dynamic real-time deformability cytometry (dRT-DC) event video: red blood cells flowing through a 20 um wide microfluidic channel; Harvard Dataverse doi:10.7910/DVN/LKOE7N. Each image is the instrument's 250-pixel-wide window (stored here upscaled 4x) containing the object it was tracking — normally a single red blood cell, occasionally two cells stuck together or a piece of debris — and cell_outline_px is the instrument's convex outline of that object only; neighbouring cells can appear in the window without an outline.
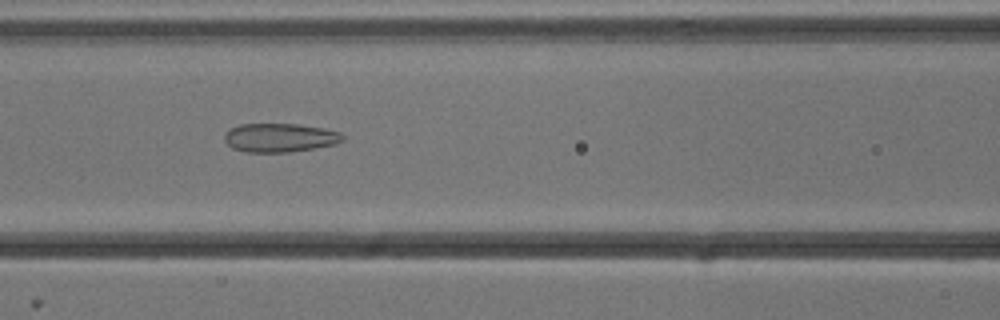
{"species": "common noctule bat (a hibernating species)", "species_latin": "Nyctalus noctula", "temperature_condition": "cold", "stored_images_in_passage": 54, "camera_frame_rate_fps": 3000, "um_per_image_px": 0.085, "animal": {"sex": "male", "body_mass_g": 13.3}, "frame": {"image": 1, "passage_image": 23, "time_ms": 7.333, "image_size_px": [1000, 320], "cell_outline_px": [[344, 140], [336, 144], [316, 148], [288, 152], [244, 152], [232, 148], [224, 140], [224, 136], [232, 128], [240, 124], [300, 124], [324, 128], [340, 132], [344, 136]], "centroid_in_image_um": [23.82, 11.7], "position_along_channel_um": 142.8, "area_um2": 19.88}}
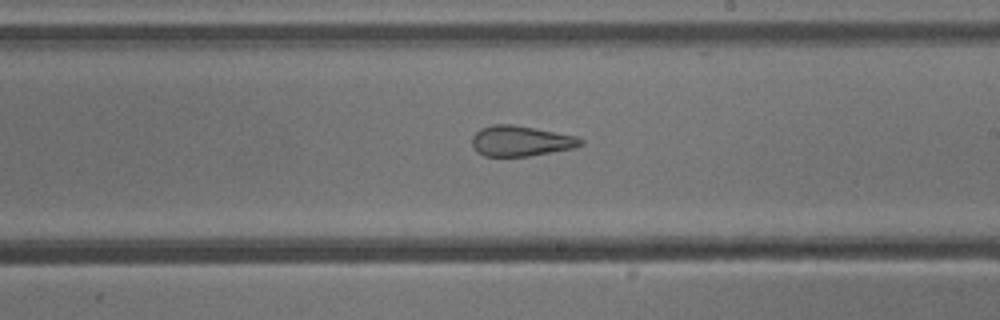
{"frame": {"image": 2, "passage_image": 31, "time_ms": 10.0, "image_size_px": [1000, 320], "cell_outline_px": [[584, 144], [572, 148], [528, 156], [484, 156], [476, 152], [472, 144], [472, 136], [480, 128], [492, 124], [512, 124], [576, 136], [584, 140]], "centroid_in_image_um": [44.23, 11.98], "position_along_channel_um": 244.8, "area_um2": 19.19}}
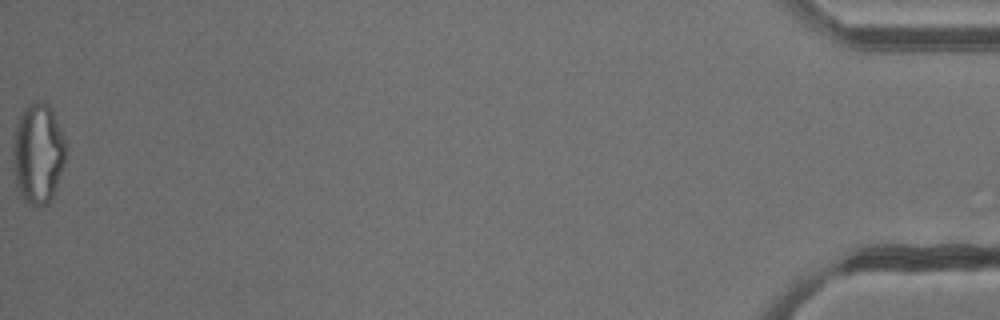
{"frame": {"image": 3, "passage_image": 54, "time_ms": 17.667, "image_size_px": [1000, 320], "cell_outline_px": [[68, 148], [64, 164], [52, 200], [48, 204], [28, 204], [24, 200], [16, 184], [12, 148], [16, 124], [24, 108], [28, 104], [36, 100], [44, 100], [52, 108], [64, 136]], "centroid_in_image_um": [3.26, 13.0], "position_along_channel_um": 431.9, "area_um2": 31.27}, "authors_computed_cell_mechanics": {"area_um2": 25.8077, "velocity_mm_per_s": 3.8277, "shape_relaxation_time_tau1_ms": null, "shape_relaxation_time_tau2_ms": 1.7543, "deformation_change_tau1": null, "deformation_change_tau2": 0.1093}}